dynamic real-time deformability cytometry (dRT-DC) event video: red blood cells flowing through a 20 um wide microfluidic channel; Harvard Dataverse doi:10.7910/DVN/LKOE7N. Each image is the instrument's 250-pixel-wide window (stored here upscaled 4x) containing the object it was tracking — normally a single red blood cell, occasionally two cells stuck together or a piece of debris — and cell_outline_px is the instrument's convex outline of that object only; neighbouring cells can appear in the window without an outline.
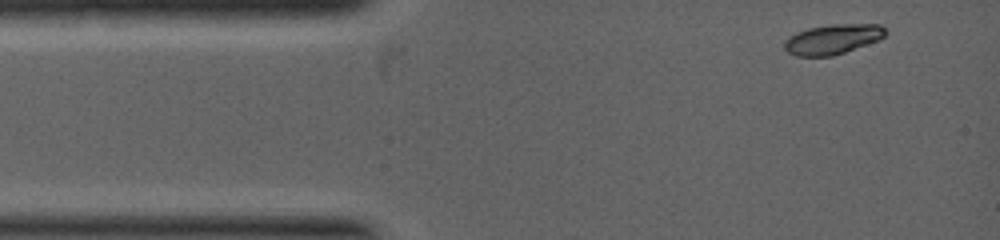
{"species": "common noctule bat (a hibernating species)", "species_latin": "Nyctalus noctula", "temperature_condition": "warm", "stored_images_in_passage": 12, "camera_frame_rate_fps": 5000, "um_per_image_px": 0.085, "animal": {"sex": "female", "body_mass_g": 19.0, "forearm_length_mm": 53.3}, "frame": {"image": 1, "passage_image": 1, "time_ms": 0.0, "image_size_px": [1000, 240], "cell_outline_px": [[888, 32], [884, 36], [876, 40], [844, 52], [832, 56], [796, 56], [788, 52], [784, 48], [784, 40], [796, 32], [808, 28], [832, 24], [880, 24]], "centroid_in_image_um": [70.74, 3.32], "position_along_channel_um": 14.3, "area_um2": 17.46}}
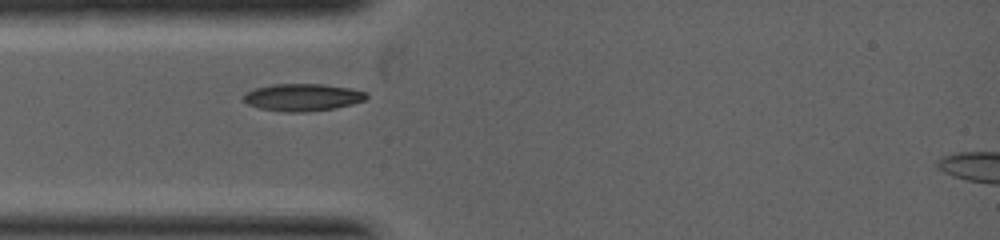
{"frame": {"image": 2, "passage_image": 7, "time_ms": 1.4, "image_size_px": [1000, 240], "cell_outline_px": [[368, 96], [364, 100], [352, 104], [336, 108], [304, 112], [288, 112], [260, 108], [248, 104], [244, 100], [244, 92], [256, 88], [272, 84], [324, 84], [352, 88], [368, 92]], "centroid_in_image_um": [25.75, 8.26], "position_along_channel_um": 59.2, "area_um2": 19.59}}
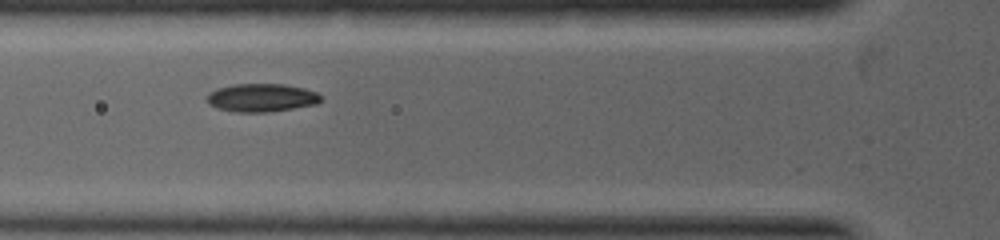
{"frame": {"image": 3, "passage_image": 10, "time_ms": 2.0, "image_size_px": [1000, 240], "cell_outline_px": [[324, 100], [316, 104], [292, 108], [264, 112], [236, 112], [216, 108], [208, 104], [204, 100], [208, 92], [216, 88], [232, 84], [284, 84], [304, 88], [316, 92]], "centroid_in_image_um": [22.17, 8.3], "position_along_channel_um": 103.6, "area_um2": 18.9}}